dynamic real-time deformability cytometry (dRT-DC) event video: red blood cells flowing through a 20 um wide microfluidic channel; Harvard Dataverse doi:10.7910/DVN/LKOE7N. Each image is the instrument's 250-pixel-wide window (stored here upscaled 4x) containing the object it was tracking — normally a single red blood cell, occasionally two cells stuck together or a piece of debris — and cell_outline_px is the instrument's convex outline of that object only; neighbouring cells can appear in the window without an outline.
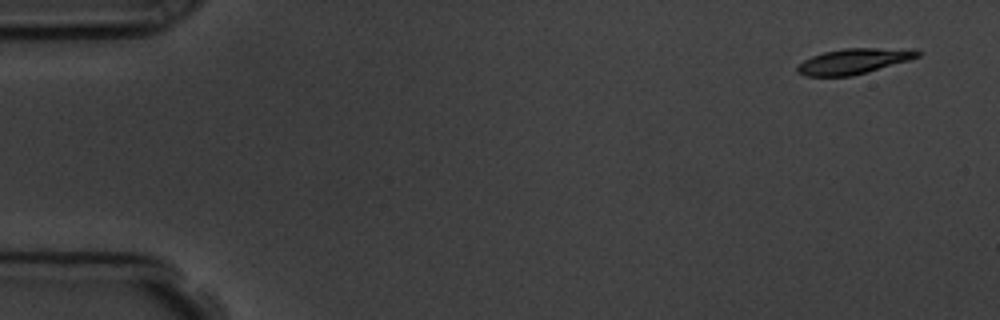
{"species": "common noctule bat (a hibernating species)", "species_latin": "Nyctalus noctula", "temperature_condition": "room temperature", "stored_images_in_passage": 6, "segment_of_instrument_passage": [1, 2], "camera_frame_rate_fps": 3000, "um_per_image_px": 0.085, "animal": {"sex": "male", "body_mass_g": 19.5, "forearm_length_mm": 54.6}, "frame": {"image": 1, "passage_image": 1, "time_ms": 0.0, "image_size_px": [1000, 320], "cell_outline_px": [[920, 56], [908, 60], [868, 72], [852, 76], [804, 76], [796, 72], [796, 68], [804, 60], [812, 56], [824, 52], [844, 48], [916, 48], [920, 52]], "centroid_in_image_um": [72.59, 5.2], "position_along_channel_um": 12.4, "area_um2": 17.92}}